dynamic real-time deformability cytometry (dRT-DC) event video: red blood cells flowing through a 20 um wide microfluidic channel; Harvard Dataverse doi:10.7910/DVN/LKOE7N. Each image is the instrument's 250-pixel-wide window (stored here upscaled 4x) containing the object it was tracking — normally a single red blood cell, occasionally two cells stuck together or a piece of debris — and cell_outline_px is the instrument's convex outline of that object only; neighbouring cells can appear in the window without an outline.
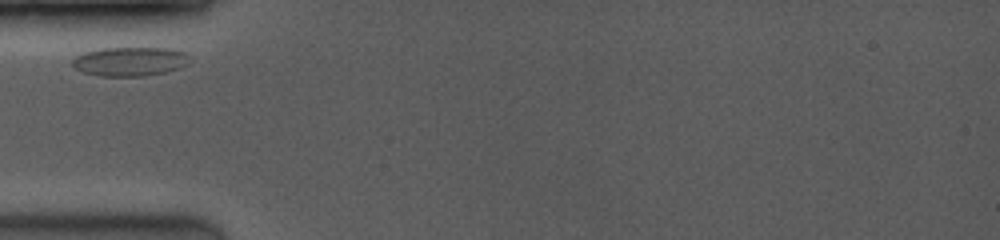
{"species": "common noctule bat (a hibernating species)", "species_latin": "Nyctalus noctula", "temperature_condition": "room temperature", "stored_images_in_passage": 24, "camera_frame_rate_fps": 3500, "um_per_image_px": 0.085, "animal": {"sex": "female", "body_mass_g": 19.0, "forearm_length_mm": 53.3}, "frame": {"image": 1, "passage_image": 1, "time_ms": 0.0, "image_size_px": [1000, 240], "cell_outline_px": [[192, 56], [188, 64], [180, 68], [168, 72], [144, 76], [100, 76], [84, 72], [76, 68], [72, 64], [72, 60], [76, 56], [84, 52], [100, 48], [168, 48], [184, 52]], "centroid_in_image_um": [11.09, 5.22], "position_along_channel_um": 73.9, "area_um2": 20.06}}
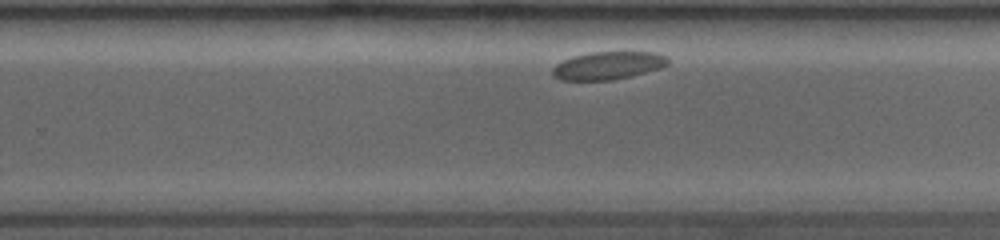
{"frame": {"image": 2, "passage_image": 16, "time_ms": 6.0, "image_size_px": [1000, 240], "cell_outline_px": [[668, 64], [660, 68], [612, 80], [560, 80], [552, 76], [552, 68], [556, 64], [564, 60], [576, 56], [592, 52], [656, 52], [668, 56]], "centroid_in_image_um": [51.68, 5.57], "position_along_channel_um": 278.1, "area_um2": 18.55}}
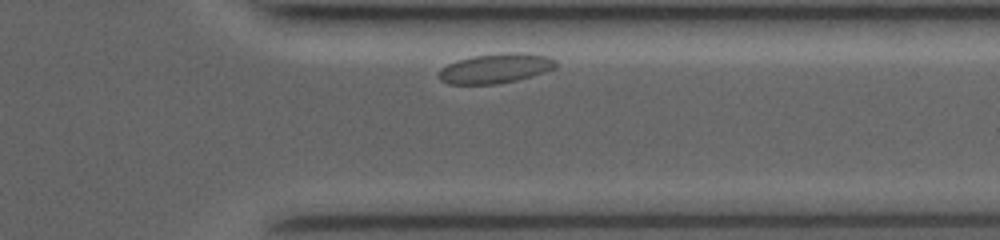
{"frame": {"image": 3, "passage_image": 22, "time_ms": 8.571, "image_size_px": [1000, 240], "cell_outline_px": [[556, 68], [544, 72], [516, 80], [496, 84], [448, 84], [440, 80], [440, 68], [456, 60], [472, 56], [500, 52], [528, 52], [548, 56], [556, 60]], "centroid_in_image_um": [42.14, 5.79], "position_along_channel_um": 369.3, "area_um2": 20.46}}